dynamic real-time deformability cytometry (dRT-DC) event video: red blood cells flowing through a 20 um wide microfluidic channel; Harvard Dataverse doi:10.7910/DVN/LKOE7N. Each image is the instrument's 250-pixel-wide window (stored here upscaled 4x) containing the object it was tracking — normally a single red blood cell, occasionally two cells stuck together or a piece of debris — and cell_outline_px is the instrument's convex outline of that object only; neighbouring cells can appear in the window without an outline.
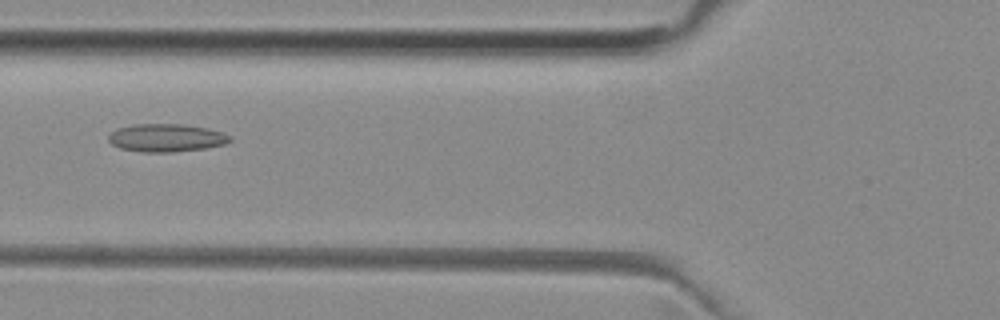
{"species": "common noctule bat (a hibernating species)", "species_latin": "Nyctalus noctula", "temperature_condition": "room temperature", "stored_images_in_passage": 29, "camera_frame_rate_fps": 3000, "um_per_image_px": 0.085, "animal": {"sex": "female", "body_mass_g": 29.2, "forearm_length_mm": 56.3}, "frame": {"image": 1, "passage_image": 4, "time_ms": 1.0, "image_size_px": [1000, 320], "cell_outline_px": [[232, 140], [224, 144], [204, 148], [172, 152], [144, 152], [120, 148], [112, 144], [108, 140], [108, 136], [116, 128], [136, 124], [180, 124], [208, 128], [224, 132], [232, 136]], "centroid_in_image_um": [14.15, 11.71], "position_along_channel_um": 111.6, "area_um2": 19.77}}
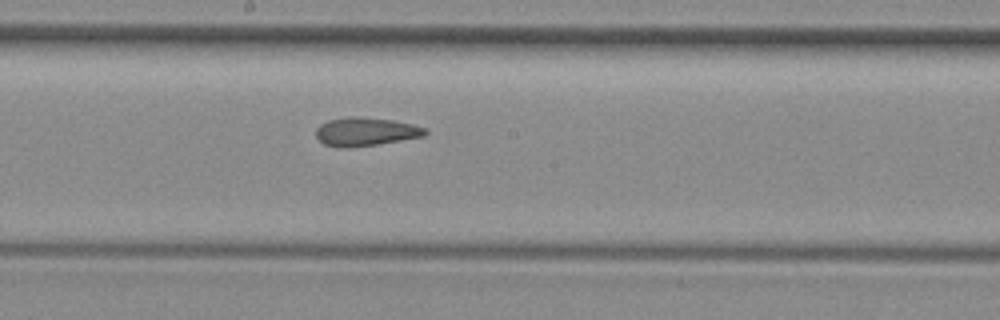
{"frame": {"image": 2, "passage_image": 12, "time_ms": 3.667, "image_size_px": [1000, 320], "cell_outline_px": [[428, 132], [424, 136], [376, 144], [344, 148], [324, 144], [316, 136], [316, 128], [320, 124], [328, 120], [348, 116], [360, 116], [392, 120], [412, 124], [428, 128]], "centroid_in_image_um": [31.08, 11.17], "position_along_channel_um": 217.1, "area_um2": 18.09}}
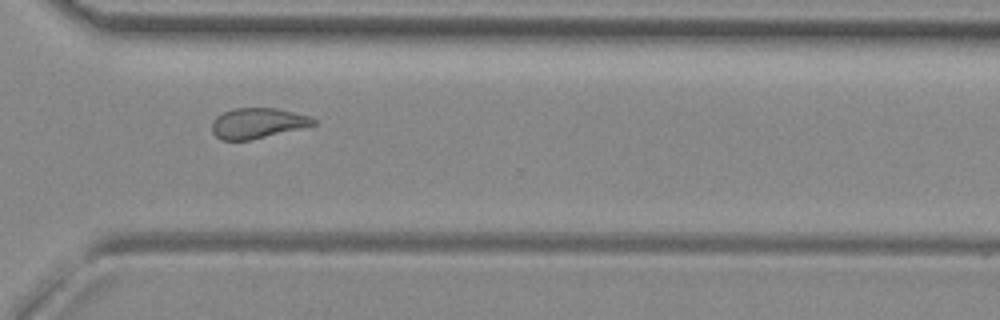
{"frame": {"image": 3, "passage_image": 22, "time_ms": 7.0, "image_size_px": [1000, 320], "cell_outline_px": [[316, 124], [252, 140], [220, 140], [212, 132], [212, 124], [216, 116], [224, 112], [236, 108], [276, 108], [308, 116], [316, 120]], "centroid_in_image_um": [21.86, 10.48], "position_along_channel_um": 348.7, "area_um2": 17.74}}